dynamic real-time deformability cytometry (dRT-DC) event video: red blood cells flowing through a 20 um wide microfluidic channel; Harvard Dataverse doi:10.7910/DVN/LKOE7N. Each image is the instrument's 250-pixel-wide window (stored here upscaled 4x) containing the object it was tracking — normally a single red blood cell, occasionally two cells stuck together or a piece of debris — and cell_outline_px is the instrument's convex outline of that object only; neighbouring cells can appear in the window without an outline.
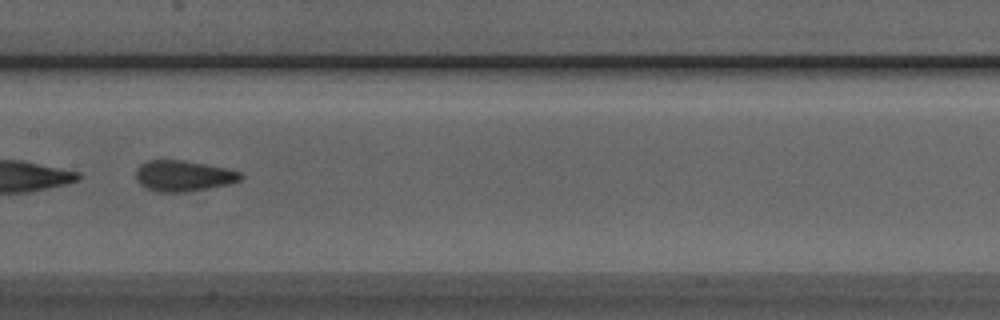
{"species": "Egyptian fruit bat (a non-hibernating species)", "species_latin": "Rousettus aegyptiacus", "temperature_condition": "room temperature", "stored_images_in_passage": 22, "camera_frame_rate_fps": 3000, "um_per_image_px": 0.085, "animal": {"sex": "male"}, "frame": {"image": 1, "passage_image": 10, "time_ms": 3.0, "image_size_px": [1000, 320], "cell_outline_px": [[244, 176], [240, 180], [228, 184], [208, 188], [184, 192], [156, 192], [140, 184], [136, 180], [136, 168], [140, 164], [148, 160], [184, 160], [228, 168], [240, 172]], "centroid_in_image_um": [15.58, 14.94], "position_along_channel_um": 191.8, "area_um2": 18.9}}